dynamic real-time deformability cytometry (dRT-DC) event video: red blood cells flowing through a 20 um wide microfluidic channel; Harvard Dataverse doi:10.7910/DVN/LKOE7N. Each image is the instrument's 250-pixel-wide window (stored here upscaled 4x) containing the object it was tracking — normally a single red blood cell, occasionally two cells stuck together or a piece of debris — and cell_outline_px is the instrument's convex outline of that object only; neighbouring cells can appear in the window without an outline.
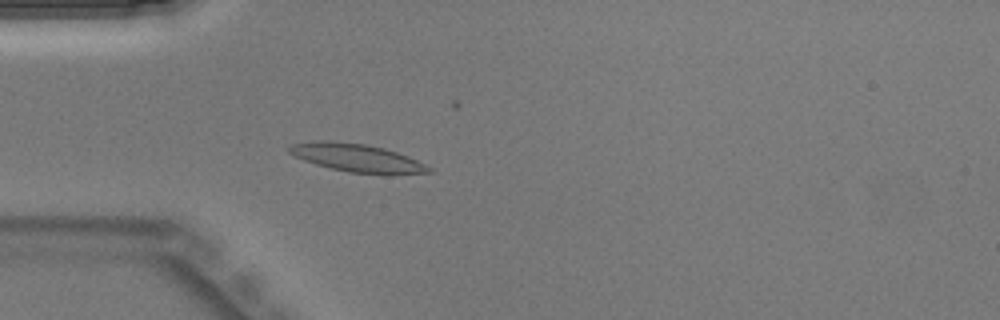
{"species": "Egyptian fruit bat (a non-hibernating species)", "species_latin": "Rousettus aegyptiacus", "temperature_condition": "warm", "stored_images_in_passage": 38, "camera_frame_rate_fps": 3000, "um_per_image_px": 0.085, "animal": {"sex": "male"}, "frame": {"image": 1, "passage_image": 6, "time_ms": 1.667, "image_size_px": [1000, 320], "cell_outline_px": [[432, 172], [392, 176], [380, 176], [348, 172], [316, 164], [304, 160], [288, 152], [288, 148], [292, 144], [312, 140], [328, 140], [364, 144], [384, 148], [408, 156], [432, 168]], "centroid_in_image_um": [30.4, 13.45], "position_along_channel_um": 54.6, "area_um2": 23.29}}
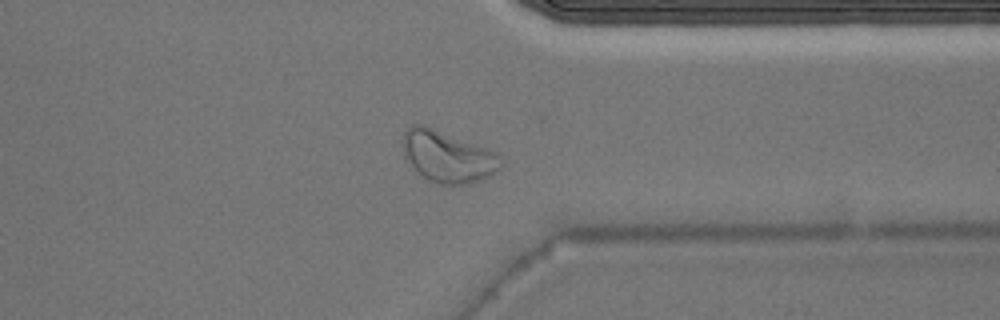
{"frame": {"image": 2, "passage_image": 28, "time_ms": 9.0, "image_size_px": [1000, 320], "cell_outline_px": [[504, 164], [500, 168], [488, 176], [464, 184], [440, 184], [428, 180], [404, 156], [404, 132], [412, 124], [424, 124], [496, 152], [504, 160]], "centroid_in_image_um": [38.08, 13.29], "position_along_channel_um": 373.3, "area_um2": 28.78}}
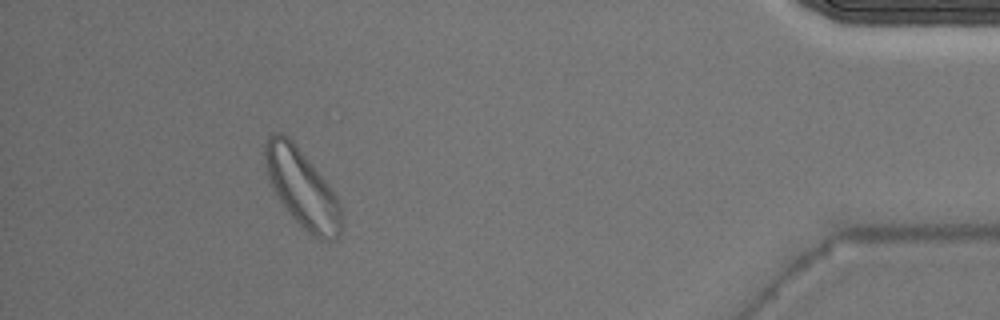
{"frame": {"image": 3, "passage_image": 34, "time_ms": 11.0, "image_size_px": [1000, 320], "cell_outline_px": [[340, 236], [336, 240], [320, 240], [308, 232], [292, 216], [280, 200], [268, 176], [264, 156], [264, 140], [268, 132], [284, 132], [292, 140], [328, 184], [336, 196], [340, 204]], "centroid_in_image_um": [25.65, 15.95], "position_along_channel_um": 409.6, "area_um2": 34.16}}